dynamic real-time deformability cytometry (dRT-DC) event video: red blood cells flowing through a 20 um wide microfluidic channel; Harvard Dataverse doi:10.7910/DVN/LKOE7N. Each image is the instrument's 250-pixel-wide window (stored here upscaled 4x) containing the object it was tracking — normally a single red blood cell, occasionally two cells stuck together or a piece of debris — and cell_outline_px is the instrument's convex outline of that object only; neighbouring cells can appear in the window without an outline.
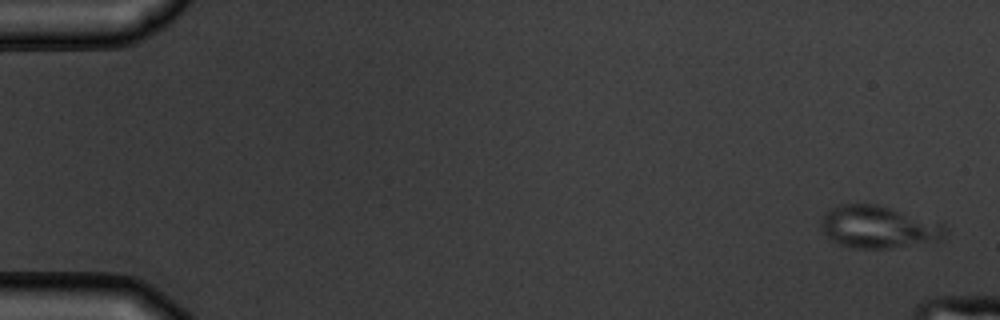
{"species": "common noctule bat (a hibernating species)", "species_latin": "Nyctalus noctula", "temperature_condition": "warm", "stored_images_in_passage": 4, "camera_frame_rate_fps": 3000, "um_per_image_px": 0.085, "animal": {"sex": "male", "body_mass_g": 19.5, "forearm_length_mm": 54.6}, "frame": {"image": 1, "passage_image": 1, "time_ms": 0.0, "image_size_px": [1000, 320], "cell_outline_px": [[948, 232], [940, 240], [888, 248], [852, 248], [828, 240], [820, 224], [820, 220], [824, 212], [828, 208], [840, 204], [880, 204], [944, 224]], "centroid_in_image_um": [74.61, 19.28], "position_along_channel_um": 10.4, "area_um2": 30.87}}